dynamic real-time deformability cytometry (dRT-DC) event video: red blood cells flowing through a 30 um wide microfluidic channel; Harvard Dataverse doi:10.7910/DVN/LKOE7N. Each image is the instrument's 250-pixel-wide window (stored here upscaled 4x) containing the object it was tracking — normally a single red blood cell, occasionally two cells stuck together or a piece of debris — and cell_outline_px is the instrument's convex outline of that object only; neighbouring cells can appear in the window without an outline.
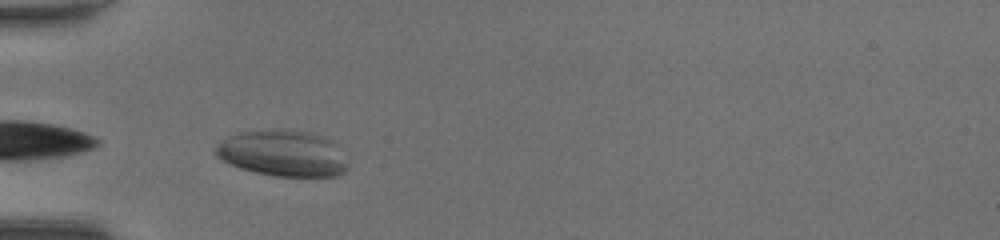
{"species": "common noctule bat (a hibernating species)", "species_latin": "Nyctalus noctula", "temperature_condition": "room temperature", "stored_images_in_passage": 29, "camera_frame_rate_fps": 3000, "um_per_image_px": 0.085, "animal": {"sex": "female", "body_mass_g": 20.0, "forearm_length_mm": 54.0}, "frame": {"image": 1, "passage_image": 1, "time_ms": 0.0, "image_size_px": [1000, 240], "cell_outline_px": [[348, 168], [344, 172], [336, 176], [276, 176], [256, 172], [240, 168], [216, 156], [216, 148], [228, 136], [240, 132], [280, 128], [292, 128], [312, 132], [328, 136], [336, 140], [348, 164]], "centroid_in_image_um": [24.14, 12.99], "position_along_channel_um": 60.9, "area_um2": 36.13}}